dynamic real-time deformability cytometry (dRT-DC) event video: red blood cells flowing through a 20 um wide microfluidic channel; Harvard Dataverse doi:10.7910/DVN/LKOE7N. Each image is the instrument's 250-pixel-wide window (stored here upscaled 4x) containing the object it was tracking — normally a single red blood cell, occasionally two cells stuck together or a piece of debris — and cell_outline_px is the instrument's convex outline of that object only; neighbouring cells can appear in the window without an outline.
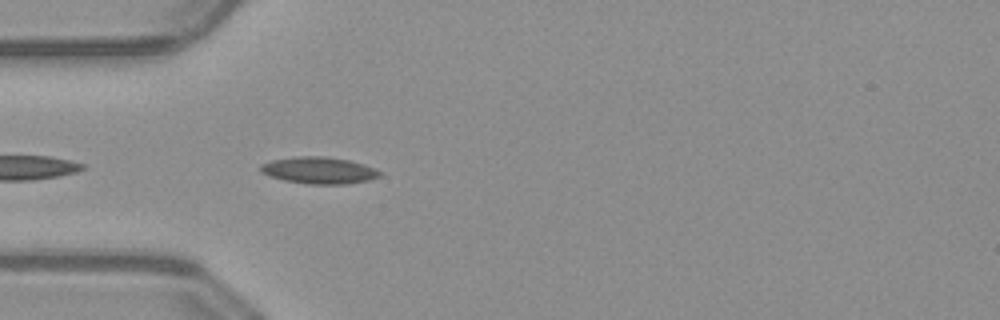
{"species": "common noctule bat (a hibernating species)", "species_latin": "Nyctalus noctula", "temperature_condition": "warm", "stored_images_in_passage": 24, "camera_frame_rate_fps": 3000, "um_per_image_px": 0.085, "animal": {"sex": "male", "body_mass_g": 23.1, "forearm_length_mm": 52.7}, "frame": {"image": 1, "passage_image": 2, "time_ms": 0.333, "image_size_px": [1000, 320], "cell_outline_px": [[384, 172], [380, 176], [368, 180], [348, 184], [308, 184], [284, 180], [268, 176], [260, 172], [260, 164], [272, 160], [300, 156], [324, 156], [348, 160], [364, 164], [376, 168]], "centroid_in_image_um": [27.13, 14.48], "position_along_channel_um": 57.9, "area_um2": 18.73}}
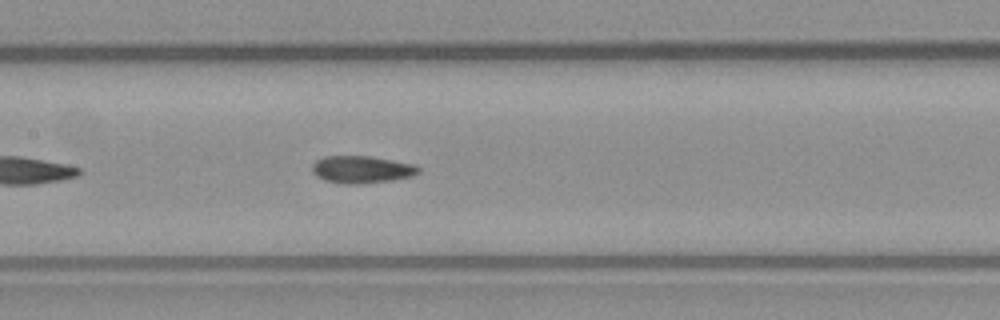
{"frame": {"image": 2, "passage_image": 11, "time_ms": 3.333, "image_size_px": [1000, 320], "cell_outline_px": [[420, 172], [412, 176], [392, 180], [364, 184], [340, 184], [324, 180], [316, 176], [312, 172], [312, 164], [316, 160], [324, 156], [368, 156], [412, 164], [420, 168]], "centroid_in_image_um": [30.7, 14.42], "position_along_channel_um": 176.7, "area_um2": 16.99}}
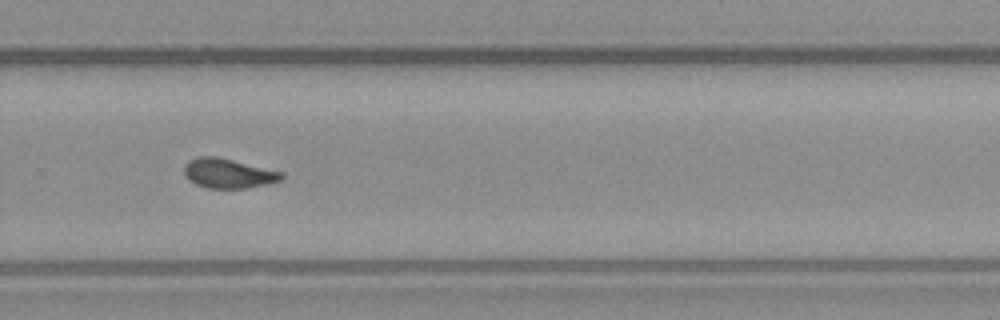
{"frame": {"image": 3, "passage_image": 21, "time_ms": 6.667, "image_size_px": [1000, 320], "cell_outline_px": [[284, 180], [268, 184], [248, 188], [208, 188], [196, 184], [188, 180], [184, 172], [184, 164], [188, 160], [200, 156], [216, 156], [284, 172]], "centroid_in_image_um": [19.43, 14.74], "position_along_channel_um": 310.4, "area_um2": 16.99}}